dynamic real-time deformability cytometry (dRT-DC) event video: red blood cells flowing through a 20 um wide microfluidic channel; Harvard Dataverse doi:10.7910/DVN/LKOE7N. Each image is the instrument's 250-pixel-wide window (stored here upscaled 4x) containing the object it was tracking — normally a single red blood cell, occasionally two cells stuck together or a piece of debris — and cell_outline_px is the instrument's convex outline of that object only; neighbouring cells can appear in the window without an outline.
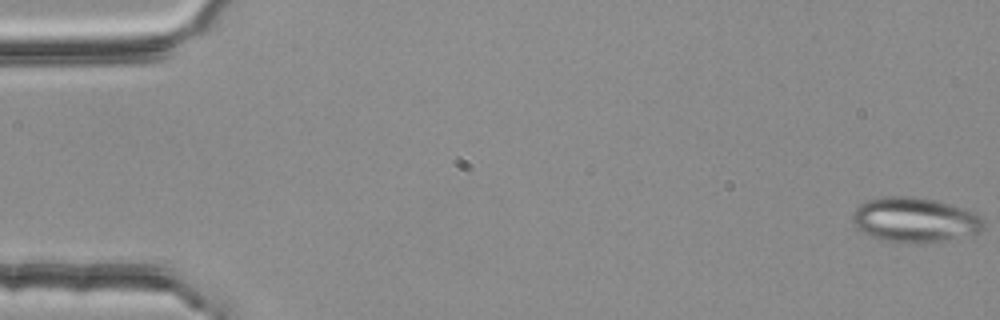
{"species": "common noctule bat (a hibernating species)", "species_latin": "Nyctalus noctula", "temperature_condition": "room temperature", "stored_images_in_passage": 56, "segment_of_instrument_passage": [1, 2], "camera_frame_rate_fps": 3000, "um_per_image_px": 0.085, "animal": {"sex": "female", "body_mass_g": 25.1}, "frame": {"image": 1, "passage_image": 1, "time_ms": 0.0, "image_size_px": [1000, 320], "cell_outline_px": [[984, 228], [976, 232], [944, 240], [924, 244], [916, 244], [884, 240], [872, 236], [856, 228], [852, 224], [852, 212], [860, 204], [868, 200], [884, 196], [912, 196], [936, 200], [972, 212], [980, 216], [984, 220]], "centroid_in_image_um": [77.7, 18.68], "position_along_channel_um": 7.3, "area_um2": 34.04}}